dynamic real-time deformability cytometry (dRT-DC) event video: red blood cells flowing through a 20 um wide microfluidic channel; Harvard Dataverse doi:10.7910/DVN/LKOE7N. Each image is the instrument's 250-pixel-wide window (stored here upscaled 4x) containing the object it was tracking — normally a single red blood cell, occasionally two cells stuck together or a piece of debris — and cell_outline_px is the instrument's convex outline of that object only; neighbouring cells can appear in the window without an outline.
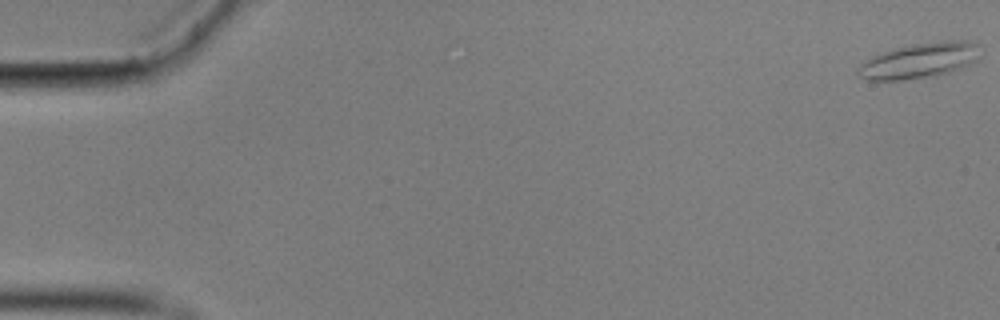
{"species": "common noctule bat (a hibernating species)", "species_latin": "Nyctalus noctula", "temperature_condition": "cold", "stored_images_in_passage": 12, "camera_frame_rate_fps": 3000, "um_per_image_px": 0.085, "animal": {"sex": "male", "body_mass_g": 17.9}, "frame": {"image": 1, "passage_image": 1, "time_ms": 0.0, "image_size_px": [1000, 320], "cell_outline_px": [[980, 60], [960, 68], [936, 76], [904, 80], [868, 80], [860, 76], [856, 72], [860, 64], [880, 52], [912, 44], [948, 40], [968, 40], [980, 44]], "centroid_in_image_um": [78.22, 5.14], "position_along_channel_um": 6.8, "area_um2": 25.43}}